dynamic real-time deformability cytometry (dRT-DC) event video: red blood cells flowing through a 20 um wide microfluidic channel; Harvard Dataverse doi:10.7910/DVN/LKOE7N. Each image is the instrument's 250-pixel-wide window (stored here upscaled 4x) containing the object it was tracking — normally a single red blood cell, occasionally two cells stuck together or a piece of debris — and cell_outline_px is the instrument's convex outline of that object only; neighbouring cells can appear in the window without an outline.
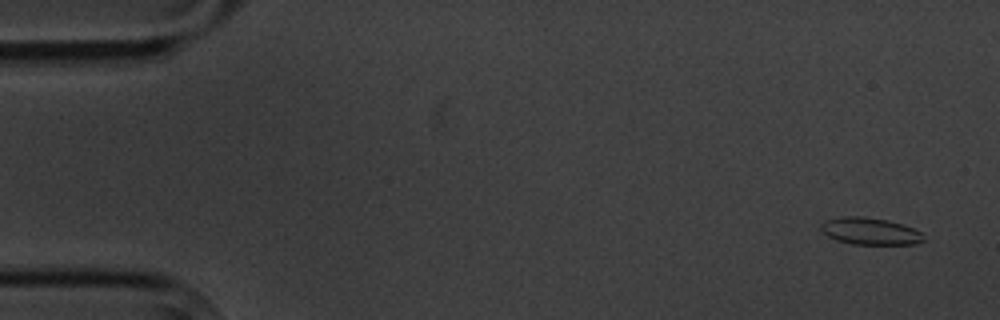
{"species": "common noctule bat (a hibernating species)", "species_latin": "Nyctalus noctula", "temperature_condition": "cold", "stored_images_in_passage": 5, "camera_frame_rate_fps": 3000, "um_per_image_px": 0.085, "animal": {"sex": "male", "body_mass_g": 20.1, "forearm_length_mm": 53.5}, "frame": {"image": 1, "passage_image": 1, "time_ms": 0.0, "image_size_px": [1000, 320], "cell_outline_px": [[924, 240], [916, 244], [852, 244], [836, 240], [828, 236], [820, 228], [820, 224], [824, 220], [844, 216], [864, 216], [888, 220], [912, 228], [920, 232]], "centroid_in_image_um": [73.91, 19.64], "position_along_channel_um": 11.1, "area_um2": 16.07}}
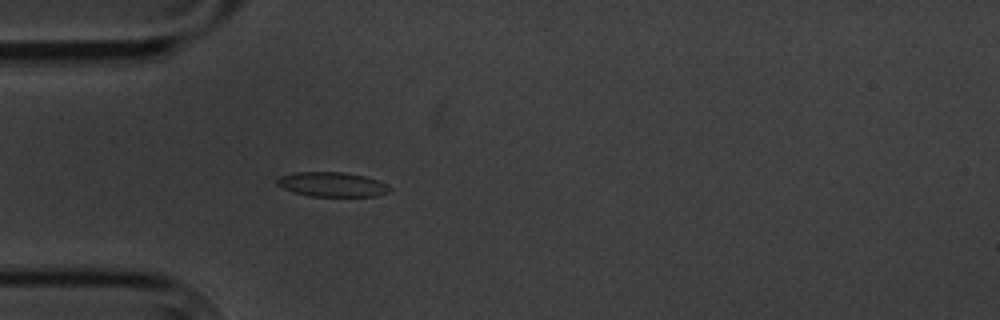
{"frame": {"image": 2, "passage_image": 5, "time_ms": 4.667, "image_size_px": [1000, 320], "cell_outline_px": [[392, 188], [388, 192], [376, 196], [308, 196], [292, 192], [276, 184], [276, 180], [280, 176], [296, 172], [344, 172], [364, 176], [388, 184]], "centroid_in_image_um": [28.22, 15.68], "position_along_channel_um": 56.8, "area_um2": 16.13}}